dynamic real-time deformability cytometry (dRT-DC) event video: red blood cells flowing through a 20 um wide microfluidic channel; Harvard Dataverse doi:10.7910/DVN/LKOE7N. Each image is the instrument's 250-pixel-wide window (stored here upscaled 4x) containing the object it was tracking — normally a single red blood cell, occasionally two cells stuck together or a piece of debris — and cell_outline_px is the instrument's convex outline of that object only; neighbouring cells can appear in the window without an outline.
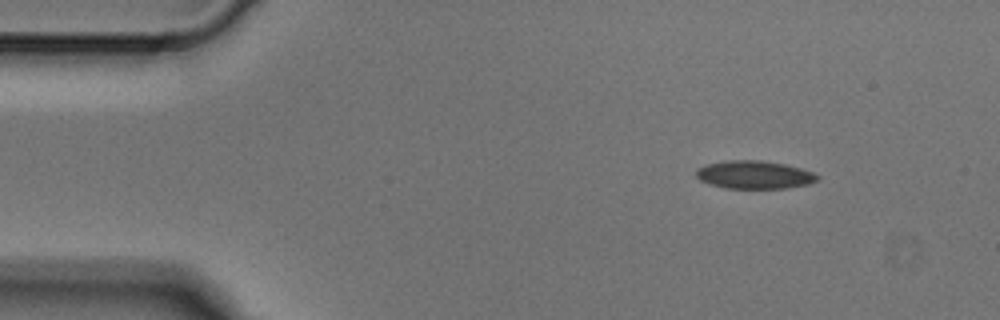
{"species": "Egyptian fruit bat (a non-hibernating species)", "species_latin": "Rousettus aegyptiacus", "temperature_condition": "cold", "stored_images_in_passage": 3, "camera_frame_rate_fps": 3000, "um_per_image_px": 0.085, "animal": {"sex": "male"}, "frame": {"image": 1, "passage_image": 1, "time_ms": 0.0, "image_size_px": [1000, 320], "cell_outline_px": [[820, 180], [808, 184], [788, 188], [724, 188], [708, 184], [700, 180], [696, 176], [696, 168], [708, 164], [728, 160], [760, 160], [784, 164], [800, 168], [812, 172], [820, 176]], "centroid_in_image_um": [64.12, 14.86], "position_along_channel_um": 20.9, "area_um2": 19.88}}
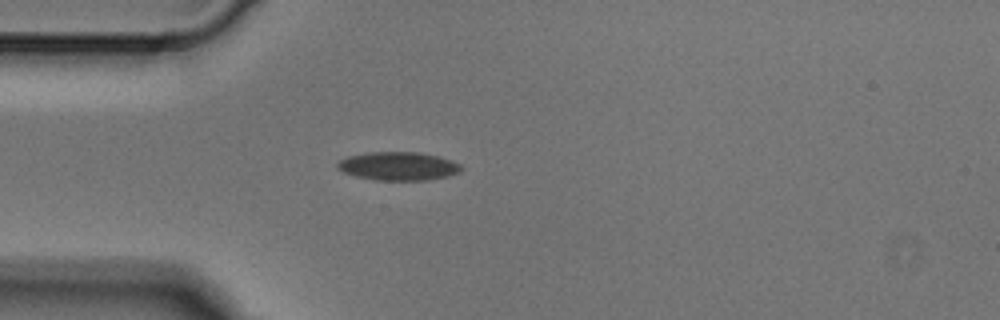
{"frame": {"image": 2, "passage_image": 3, "time_ms": 0.667, "image_size_px": [1000, 320], "cell_outline_px": [[464, 168], [460, 172], [448, 176], [428, 180], [376, 180], [356, 176], [344, 172], [336, 168], [336, 164], [340, 160], [348, 156], [368, 152], [416, 152], [440, 156], [452, 160], [460, 164]], "centroid_in_image_um": [33.88, 14.12], "position_along_channel_um": 51.1, "area_um2": 20.63}}